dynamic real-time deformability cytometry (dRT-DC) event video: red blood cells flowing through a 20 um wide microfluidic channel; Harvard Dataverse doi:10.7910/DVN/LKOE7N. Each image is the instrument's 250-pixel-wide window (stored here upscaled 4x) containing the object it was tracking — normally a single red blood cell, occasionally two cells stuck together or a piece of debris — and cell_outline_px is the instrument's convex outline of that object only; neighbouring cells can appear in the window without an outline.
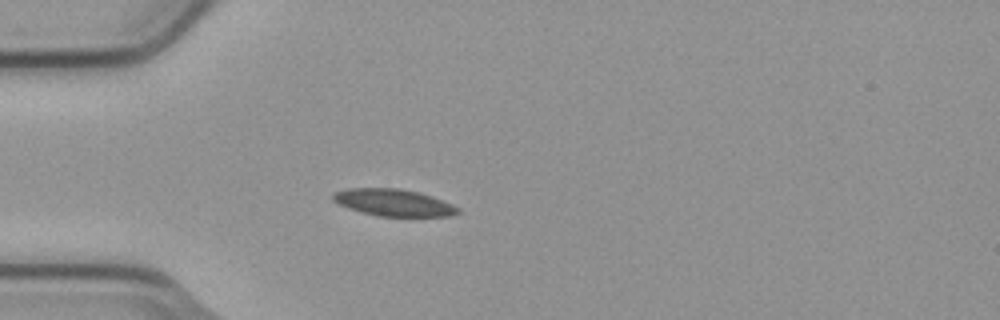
{"species": "common noctule bat (a hibernating species)", "species_latin": "Nyctalus noctula", "temperature_condition": "cold", "stored_images_in_passage": 3, "camera_frame_rate_fps": 3000, "um_per_image_px": 0.085, "animal": {"sex": "male", "body_mass_g": 23.1, "forearm_length_mm": 52.7}, "frame": {"image": 1, "passage_image": 3, "time_ms": 0.667, "image_size_px": [1000, 320], "cell_outline_px": [[460, 212], [452, 216], [380, 216], [348, 208], [332, 200], [332, 196], [336, 192], [348, 188], [400, 188], [420, 192], [452, 204], [460, 208]], "centroid_in_image_um": [33.48, 17.21], "position_along_channel_um": 51.5, "area_um2": 19.48}}